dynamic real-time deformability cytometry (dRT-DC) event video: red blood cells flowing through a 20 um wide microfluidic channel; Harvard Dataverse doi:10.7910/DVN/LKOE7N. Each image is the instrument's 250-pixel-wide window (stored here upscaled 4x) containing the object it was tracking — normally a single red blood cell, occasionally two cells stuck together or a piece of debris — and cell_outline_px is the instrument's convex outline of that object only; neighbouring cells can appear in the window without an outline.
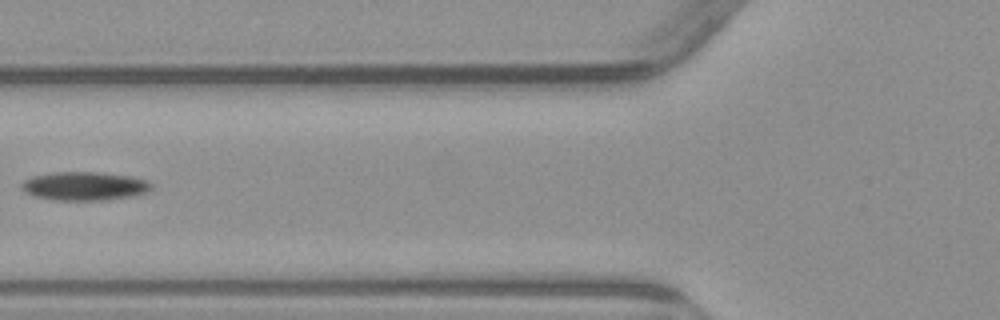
{"species": "common noctule bat (a hibernating species)", "species_latin": "Nyctalus noctula", "temperature_condition": "warm", "stored_images_in_passage": 3, "camera_frame_rate_fps": 3000, "um_per_image_px": 0.085, "animal": {"sex": "male", "body_mass_g": 23.1, "forearm_length_mm": 52.7}, "frame": {"image": 1, "passage_image": 3, "time_ms": 2.667, "image_size_px": [1000, 320], "cell_outline_px": [[152, 188], [144, 192], [132, 196], [104, 200], [56, 200], [32, 196], [24, 192], [24, 180], [32, 176], [56, 172], [96, 172], [128, 176], [148, 180], [152, 184]], "centroid_in_image_um": [7.18, 15.82], "position_along_channel_um": 118.6, "area_um2": 21.39}}